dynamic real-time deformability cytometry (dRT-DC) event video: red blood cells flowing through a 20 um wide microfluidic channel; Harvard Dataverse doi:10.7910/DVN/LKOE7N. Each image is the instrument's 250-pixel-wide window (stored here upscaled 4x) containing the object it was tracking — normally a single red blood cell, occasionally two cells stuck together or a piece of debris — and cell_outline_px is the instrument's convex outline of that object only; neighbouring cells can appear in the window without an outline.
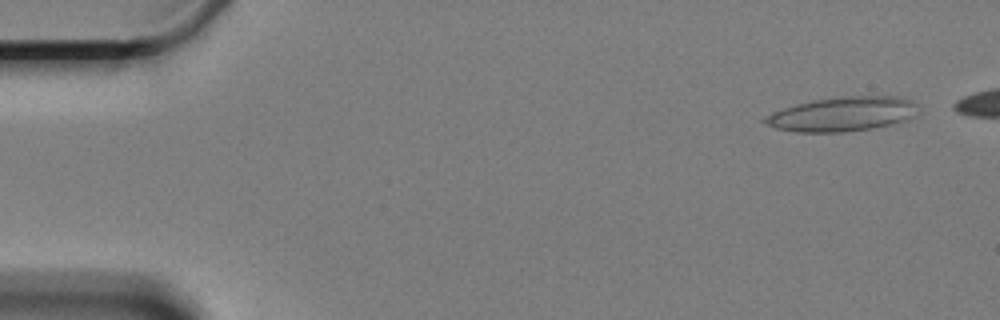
{"species": "Egyptian fruit bat (a non-hibernating species)", "species_latin": "Rousettus aegyptiacus", "temperature_condition": "cold", "stored_images_in_passage": 10, "camera_frame_rate_fps": 3000, "um_per_image_px": 0.085, "animal": {"sex": "female"}, "frame": {"image": 1, "passage_image": 1, "time_ms": 0.0, "image_size_px": [1000, 320], "cell_outline_px": [[916, 104], [912, 116], [904, 120], [888, 124], [868, 128], [844, 132], [796, 132], [776, 128], [760, 120], [764, 116], [772, 112], [796, 104], [812, 100], [832, 96], [900, 96], [912, 100]], "centroid_in_image_um": [71.53, 9.68], "position_along_channel_um": 13.5, "area_um2": 30.46}}